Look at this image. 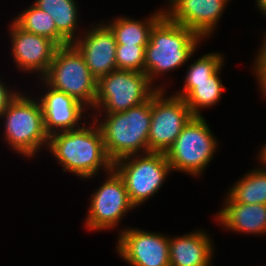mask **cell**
Masks as SVG:
<instances>
[{"label":"cell","mask_w":266,"mask_h":266,"mask_svg":"<svg viewBox=\"0 0 266 266\" xmlns=\"http://www.w3.org/2000/svg\"><path fill=\"white\" fill-rule=\"evenodd\" d=\"M90 123L87 126L86 122H82L80 128L55 133L48 139L47 149L62 165L63 172L75 174L79 179L90 180L98 176L99 171L104 170L106 174L113 169L101 130L94 120Z\"/></svg>","instance_id":"6da1fadb"},{"label":"cell","mask_w":266,"mask_h":266,"mask_svg":"<svg viewBox=\"0 0 266 266\" xmlns=\"http://www.w3.org/2000/svg\"><path fill=\"white\" fill-rule=\"evenodd\" d=\"M202 40L200 35L164 14L152 27L145 47L144 73L149 81L154 85L157 77L183 66Z\"/></svg>","instance_id":"7a4b0ae2"},{"label":"cell","mask_w":266,"mask_h":266,"mask_svg":"<svg viewBox=\"0 0 266 266\" xmlns=\"http://www.w3.org/2000/svg\"><path fill=\"white\" fill-rule=\"evenodd\" d=\"M98 118L95 117L94 121L101 130L106 153L113 163L127 156L149 152L151 98L126 111L104 114V121Z\"/></svg>","instance_id":"3957f363"},{"label":"cell","mask_w":266,"mask_h":266,"mask_svg":"<svg viewBox=\"0 0 266 266\" xmlns=\"http://www.w3.org/2000/svg\"><path fill=\"white\" fill-rule=\"evenodd\" d=\"M4 119L3 137L12 151L32 158L48 146L41 103L23 92L9 104L0 116Z\"/></svg>","instance_id":"277c9868"},{"label":"cell","mask_w":266,"mask_h":266,"mask_svg":"<svg viewBox=\"0 0 266 266\" xmlns=\"http://www.w3.org/2000/svg\"><path fill=\"white\" fill-rule=\"evenodd\" d=\"M40 82L66 93L88 109L94 108L98 80L71 43L57 48L51 65Z\"/></svg>","instance_id":"5b68a950"},{"label":"cell","mask_w":266,"mask_h":266,"mask_svg":"<svg viewBox=\"0 0 266 266\" xmlns=\"http://www.w3.org/2000/svg\"><path fill=\"white\" fill-rule=\"evenodd\" d=\"M154 86L145 73L113 70L98 80L95 113L90 116L126 111L148 101L158 89L166 90L162 84Z\"/></svg>","instance_id":"8992f818"},{"label":"cell","mask_w":266,"mask_h":266,"mask_svg":"<svg viewBox=\"0 0 266 266\" xmlns=\"http://www.w3.org/2000/svg\"><path fill=\"white\" fill-rule=\"evenodd\" d=\"M205 120L203 116H193L166 151L172 171L198 178L212 161L219 141Z\"/></svg>","instance_id":"52a82bcc"},{"label":"cell","mask_w":266,"mask_h":266,"mask_svg":"<svg viewBox=\"0 0 266 266\" xmlns=\"http://www.w3.org/2000/svg\"><path fill=\"white\" fill-rule=\"evenodd\" d=\"M113 169L123 179L129 200L135 208L155 196L173 172L163 152L121 158L113 163Z\"/></svg>","instance_id":"ba28073f"},{"label":"cell","mask_w":266,"mask_h":266,"mask_svg":"<svg viewBox=\"0 0 266 266\" xmlns=\"http://www.w3.org/2000/svg\"><path fill=\"white\" fill-rule=\"evenodd\" d=\"M165 93L164 89H158L151 97L149 152L166 153L193 117L182 97Z\"/></svg>","instance_id":"9c48e42d"},{"label":"cell","mask_w":266,"mask_h":266,"mask_svg":"<svg viewBox=\"0 0 266 266\" xmlns=\"http://www.w3.org/2000/svg\"><path fill=\"white\" fill-rule=\"evenodd\" d=\"M106 175L105 181L90 198L91 202L84 222L85 228L90 231L116 229L124 215L135 209L119 174L112 169Z\"/></svg>","instance_id":"30bf717a"},{"label":"cell","mask_w":266,"mask_h":266,"mask_svg":"<svg viewBox=\"0 0 266 266\" xmlns=\"http://www.w3.org/2000/svg\"><path fill=\"white\" fill-rule=\"evenodd\" d=\"M121 230L116 250L129 266H170L169 237L140 228Z\"/></svg>","instance_id":"8fae6325"},{"label":"cell","mask_w":266,"mask_h":266,"mask_svg":"<svg viewBox=\"0 0 266 266\" xmlns=\"http://www.w3.org/2000/svg\"><path fill=\"white\" fill-rule=\"evenodd\" d=\"M11 22L8 31L15 65L19 71L39 73L37 78L41 79L47 73L59 46L51 39L28 33Z\"/></svg>","instance_id":"7c38bea8"},{"label":"cell","mask_w":266,"mask_h":266,"mask_svg":"<svg viewBox=\"0 0 266 266\" xmlns=\"http://www.w3.org/2000/svg\"><path fill=\"white\" fill-rule=\"evenodd\" d=\"M96 25V26H95ZM93 23L71 44L80 52L90 72L99 80L116 70L117 42L113 31L104 22ZM86 32V33H85Z\"/></svg>","instance_id":"4fadbf2b"},{"label":"cell","mask_w":266,"mask_h":266,"mask_svg":"<svg viewBox=\"0 0 266 266\" xmlns=\"http://www.w3.org/2000/svg\"><path fill=\"white\" fill-rule=\"evenodd\" d=\"M228 3L229 0H170L164 10L173 22L208 39Z\"/></svg>","instance_id":"5bb4252c"},{"label":"cell","mask_w":266,"mask_h":266,"mask_svg":"<svg viewBox=\"0 0 266 266\" xmlns=\"http://www.w3.org/2000/svg\"><path fill=\"white\" fill-rule=\"evenodd\" d=\"M47 92L41 94L39 99L44 118V126L48 136L58 132L78 129L82 118L86 119L87 108L73 97L64 92L57 91L42 83ZM77 125V126H76Z\"/></svg>","instance_id":"9a60e30c"},{"label":"cell","mask_w":266,"mask_h":266,"mask_svg":"<svg viewBox=\"0 0 266 266\" xmlns=\"http://www.w3.org/2000/svg\"><path fill=\"white\" fill-rule=\"evenodd\" d=\"M213 252L214 243L206 231L169 237L170 266H211Z\"/></svg>","instance_id":"2e32d148"},{"label":"cell","mask_w":266,"mask_h":266,"mask_svg":"<svg viewBox=\"0 0 266 266\" xmlns=\"http://www.w3.org/2000/svg\"><path fill=\"white\" fill-rule=\"evenodd\" d=\"M222 207L215 219L223 229L253 236L266 234V204L237 203L225 196Z\"/></svg>","instance_id":"e0dca14e"},{"label":"cell","mask_w":266,"mask_h":266,"mask_svg":"<svg viewBox=\"0 0 266 266\" xmlns=\"http://www.w3.org/2000/svg\"><path fill=\"white\" fill-rule=\"evenodd\" d=\"M224 64L211 76V81L184 82L183 89L174 95L182 97L193 116H203L201 108H210L221 99L225 86L220 78Z\"/></svg>","instance_id":"ac0fdd59"},{"label":"cell","mask_w":266,"mask_h":266,"mask_svg":"<svg viewBox=\"0 0 266 266\" xmlns=\"http://www.w3.org/2000/svg\"><path fill=\"white\" fill-rule=\"evenodd\" d=\"M164 14L165 10L161 8L145 20L120 16L105 23L113 31L117 44L147 45L152 27Z\"/></svg>","instance_id":"d6986e66"},{"label":"cell","mask_w":266,"mask_h":266,"mask_svg":"<svg viewBox=\"0 0 266 266\" xmlns=\"http://www.w3.org/2000/svg\"><path fill=\"white\" fill-rule=\"evenodd\" d=\"M38 8L53 18L57 31L72 43L78 38L79 10L76 0H35ZM78 29V30H77Z\"/></svg>","instance_id":"ffe728a7"},{"label":"cell","mask_w":266,"mask_h":266,"mask_svg":"<svg viewBox=\"0 0 266 266\" xmlns=\"http://www.w3.org/2000/svg\"><path fill=\"white\" fill-rule=\"evenodd\" d=\"M13 22L22 30L47 37L54 41L58 46L70 44L56 29L53 18L38 8L34 3L20 12Z\"/></svg>","instance_id":"44dd1931"},{"label":"cell","mask_w":266,"mask_h":266,"mask_svg":"<svg viewBox=\"0 0 266 266\" xmlns=\"http://www.w3.org/2000/svg\"><path fill=\"white\" fill-rule=\"evenodd\" d=\"M232 202L266 204V170L253 168L233 184L226 195Z\"/></svg>","instance_id":"7402d4cb"},{"label":"cell","mask_w":266,"mask_h":266,"mask_svg":"<svg viewBox=\"0 0 266 266\" xmlns=\"http://www.w3.org/2000/svg\"><path fill=\"white\" fill-rule=\"evenodd\" d=\"M224 56L218 52H210L200 56L189 65L184 82L211 81V76L223 65Z\"/></svg>","instance_id":"603a6c76"},{"label":"cell","mask_w":266,"mask_h":266,"mask_svg":"<svg viewBox=\"0 0 266 266\" xmlns=\"http://www.w3.org/2000/svg\"><path fill=\"white\" fill-rule=\"evenodd\" d=\"M146 45L117 44L116 68L144 73Z\"/></svg>","instance_id":"cb8c5ba5"},{"label":"cell","mask_w":266,"mask_h":266,"mask_svg":"<svg viewBox=\"0 0 266 266\" xmlns=\"http://www.w3.org/2000/svg\"><path fill=\"white\" fill-rule=\"evenodd\" d=\"M262 47L258 50L257 56L253 63V72L255 73L256 80L258 81V86L260 87L261 93L266 97V32L264 35Z\"/></svg>","instance_id":"d4e9b609"},{"label":"cell","mask_w":266,"mask_h":266,"mask_svg":"<svg viewBox=\"0 0 266 266\" xmlns=\"http://www.w3.org/2000/svg\"><path fill=\"white\" fill-rule=\"evenodd\" d=\"M6 83L0 79V116L8 108L9 104L17 97L19 92L17 90H10ZM16 91V92H15Z\"/></svg>","instance_id":"484cf974"},{"label":"cell","mask_w":266,"mask_h":266,"mask_svg":"<svg viewBox=\"0 0 266 266\" xmlns=\"http://www.w3.org/2000/svg\"><path fill=\"white\" fill-rule=\"evenodd\" d=\"M259 151L258 159L260 161V164H262V168L266 170V143L261 146V150ZM264 166V167H263Z\"/></svg>","instance_id":"4316f807"},{"label":"cell","mask_w":266,"mask_h":266,"mask_svg":"<svg viewBox=\"0 0 266 266\" xmlns=\"http://www.w3.org/2000/svg\"><path fill=\"white\" fill-rule=\"evenodd\" d=\"M257 9H259L260 13L266 17V0H256Z\"/></svg>","instance_id":"83f0119b"}]
</instances>
